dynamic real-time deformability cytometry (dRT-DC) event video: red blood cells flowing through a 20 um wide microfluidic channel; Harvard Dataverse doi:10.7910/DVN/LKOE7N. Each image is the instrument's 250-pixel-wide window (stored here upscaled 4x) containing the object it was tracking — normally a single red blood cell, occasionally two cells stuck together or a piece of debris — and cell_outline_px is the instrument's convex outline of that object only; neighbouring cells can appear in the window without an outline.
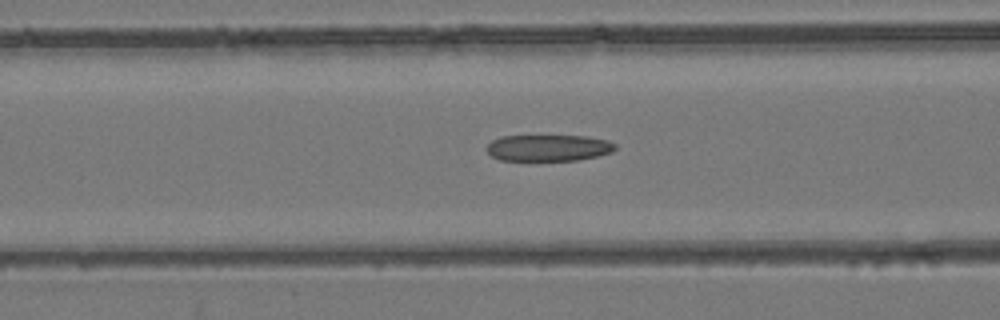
{"species": "common noctule bat (a hibernating species)", "species_latin": "Nyctalus noctula", "temperature_condition": "room temperature", "stored_images_in_passage": 29, "camera_frame_rate_fps": 3000, "um_per_image_px": 0.085, "animal": {"sex": "female", "body_mass_g": 24.6, "forearm_length_mm": 56.2}, "frame": {"image": 1, "passage_image": 8, "time_ms": 2.333, "image_size_px": [1000, 320], "cell_outline_px": [[616, 148], [612, 152], [596, 156], [576, 160], [500, 160], [492, 156], [488, 152], [488, 144], [492, 140], [500, 136], [588, 136], [608, 140], [616, 144]], "centroid_in_image_um": [46.64, 12.56], "position_along_channel_um": 120.0, "area_um2": 19.71}}
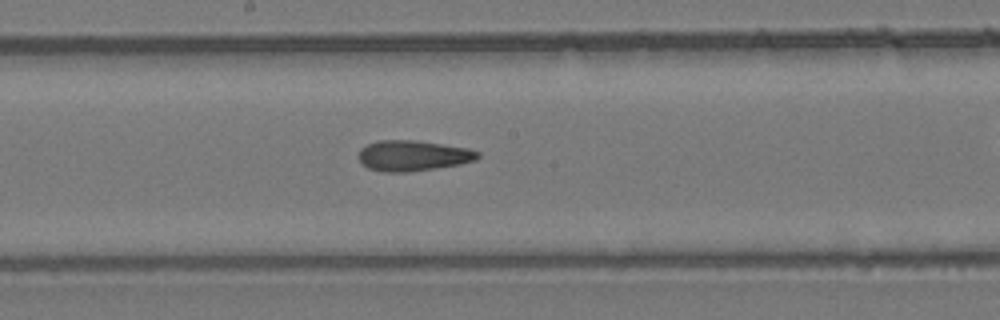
{"frame": {"image": 2, "passage_image": 15, "time_ms": 4.667, "image_size_px": [1000, 320], "cell_outline_px": [[480, 156], [476, 160], [460, 164], [408, 172], [384, 172], [368, 168], [360, 160], [360, 148], [376, 140], [416, 140], [468, 148], [480, 152]], "centroid_in_image_um": [35.12, 13.22], "position_along_channel_um": 213.1, "area_um2": 21.15}}
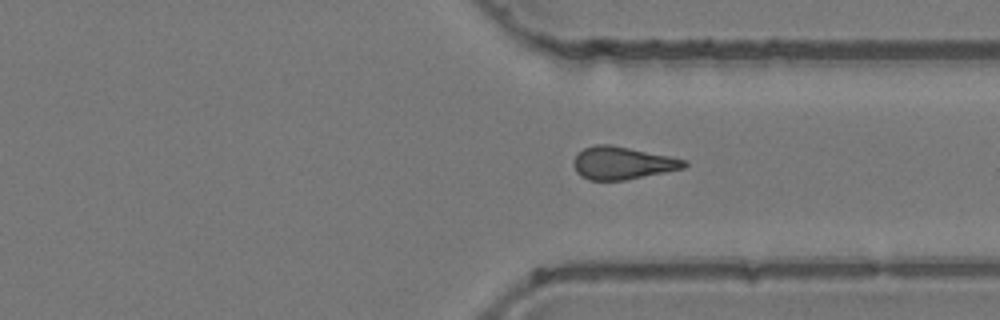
{"frame": {"image": 3, "passage_image": 26, "time_ms": 8.333, "image_size_px": [1000, 320], "cell_outline_px": [[688, 164], [684, 168], [624, 180], [588, 180], [580, 176], [576, 172], [572, 164], [576, 152], [584, 148], [596, 144], [608, 144], [688, 160]], "centroid_in_image_um": [52.84, 13.86], "position_along_channel_um": 358.6, "area_um2": 20.98}}